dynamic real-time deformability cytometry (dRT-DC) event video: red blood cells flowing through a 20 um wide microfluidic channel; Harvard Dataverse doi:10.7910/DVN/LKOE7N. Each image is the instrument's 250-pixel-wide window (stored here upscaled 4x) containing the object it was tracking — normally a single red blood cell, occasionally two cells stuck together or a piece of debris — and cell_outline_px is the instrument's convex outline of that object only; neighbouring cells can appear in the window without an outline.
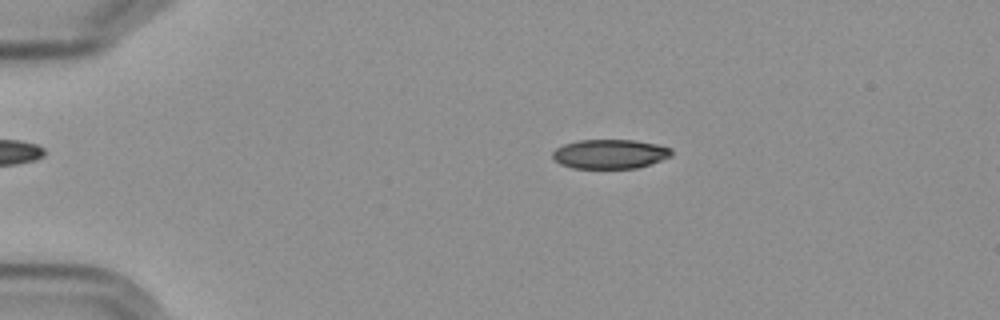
{"species": "Egyptian fruit bat (a non-hibernating species)", "species_latin": "Rousettus aegyptiacus", "temperature_condition": "cold", "stored_images_in_passage": 5, "camera_frame_rate_fps": 3000, "um_per_image_px": 0.085, "frame": {"image": 1, "passage_image": 3, "time_ms": 2.333, "image_size_px": [1000, 320], "cell_outline_px": [[672, 156], [636, 168], [572, 168], [560, 164], [552, 156], [552, 152], [556, 148], [564, 144], [580, 140], [636, 140], [656, 144], [672, 148]], "centroid_in_image_um": [51.84, 13.08], "position_along_channel_um": 33.2, "area_um2": 20.23}}